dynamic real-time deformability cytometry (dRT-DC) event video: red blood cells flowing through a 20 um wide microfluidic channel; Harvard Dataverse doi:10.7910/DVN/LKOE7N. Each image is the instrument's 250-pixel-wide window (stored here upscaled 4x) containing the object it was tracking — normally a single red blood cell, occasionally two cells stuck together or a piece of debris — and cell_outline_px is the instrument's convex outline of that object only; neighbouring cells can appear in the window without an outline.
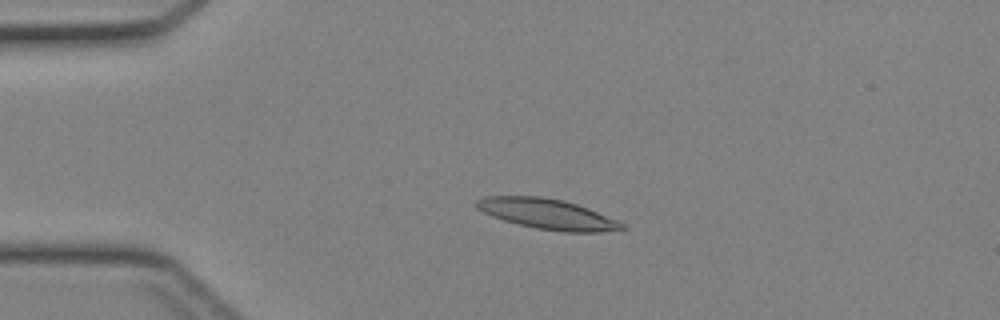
{"species": "Egyptian fruit bat (a non-hibernating species)", "species_latin": "Rousettus aegyptiacus", "temperature_condition": "cold", "stored_images_in_passage": 35, "camera_frame_rate_fps": 3000, "um_per_image_px": 0.085, "animal": {"sex": "female"}, "frame": {"image": 1, "passage_image": 1, "time_ms": 0.0, "image_size_px": [1000, 320], "cell_outline_px": [[628, 228], [600, 232], [564, 232], [536, 228], [504, 220], [492, 216], [476, 208], [476, 200], [484, 196], [544, 196], [564, 200], [588, 208], [616, 220], [624, 224]], "centroid_in_image_um": [46.52, 18.18], "position_along_channel_um": 38.5, "area_um2": 25.55}}
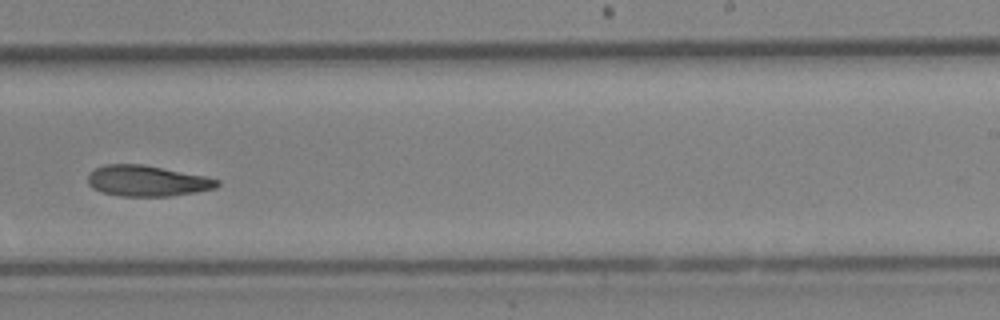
{"frame": {"image": 2, "passage_image": 19, "time_ms": 6.0, "image_size_px": [1000, 320], "cell_outline_px": [[220, 184], [216, 188], [196, 192], [172, 196], [120, 196], [100, 192], [92, 188], [88, 184], [88, 176], [96, 168], [104, 164], [144, 164], [204, 176], [220, 180]], "centroid_in_image_um": [12.5, 15.38], "position_along_channel_um": 276.5, "area_um2": 23.29}}
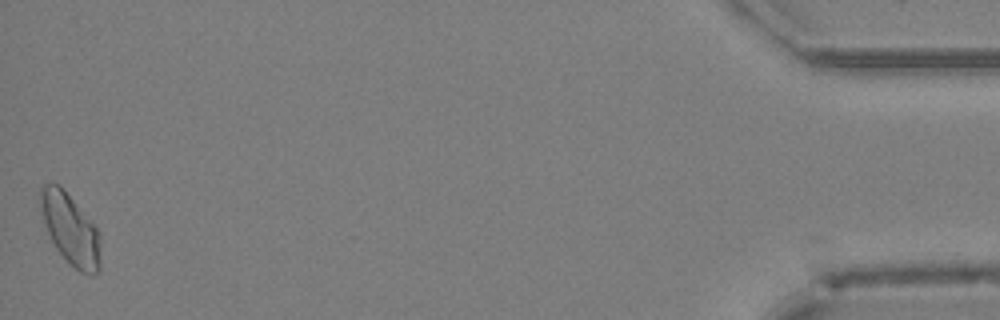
{"frame": {"image": 3, "passage_image": 35, "time_ms": 11.333, "image_size_px": [1000, 320], "cell_outline_px": [[100, 272], [88, 276], [80, 272], [56, 248], [48, 232], [44, 220], [40, 204], [40, 188], [44, 184], [60, 184], [96, 228], [100, 236]], "centroid_in_image_um": [6.0, 19.5], "position_along_channel_um": 429.2, "area_um2": 24.28}}